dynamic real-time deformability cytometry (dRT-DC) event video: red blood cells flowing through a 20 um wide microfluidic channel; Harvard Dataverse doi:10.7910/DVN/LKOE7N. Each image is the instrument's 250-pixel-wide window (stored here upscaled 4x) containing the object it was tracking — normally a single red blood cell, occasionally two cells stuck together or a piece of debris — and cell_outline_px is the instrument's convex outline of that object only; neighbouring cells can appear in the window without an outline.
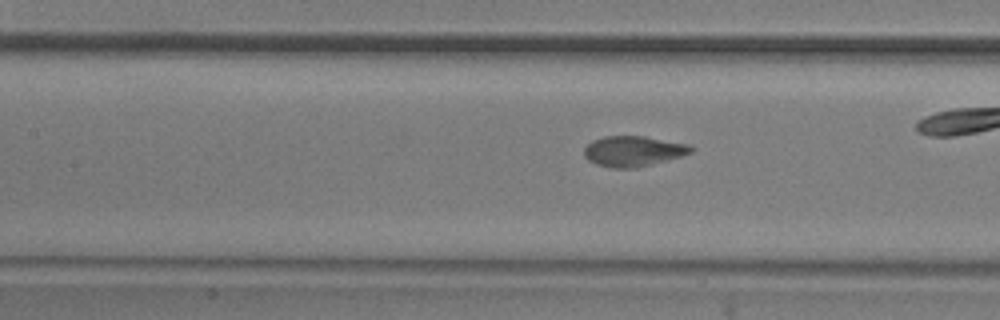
{"species": "common noctule bat (a hibernating species)", "species_latin": "Nyctalus noctula", "temperature_condition": "room temperature", "stored_images_in_passage": 32, "camera_frame_rate_fps": 3000, "um_per_image_px": 0.085, "animal": {"sex": "male", "body_mass_g": 20.5, "forearm_length_mm": 52.5}, "frame": {"image": 1, "passage_image": 10, "time_ms": 3.0, "image_size_px": [1000, 320], "cell_outline_px": [[696, 148], [692, 152], [668, 160], [636, 168], [612, 168], [596, 164], [588, 160], [584, 156], [584, 148], [592, 140], [604, 136], [644, 136], [692, 144]], "centroid_in_image_um": [53.86, 12.84], "position_along_channel_um": 153.5, "area_um2": 19.19}}
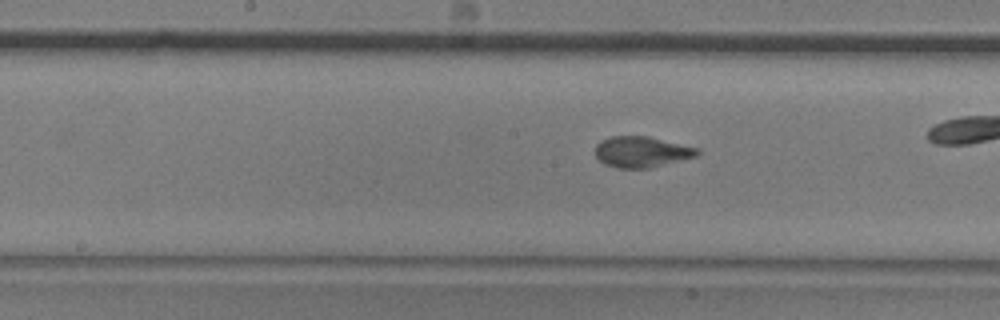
{"frame": {"image": 2, "passage_image": 14, "time_ms": 4.333, "image_size_px": [1000, 320], "cell_outline_px": [[700, 152], [696, 156], [648, 168], [616, 168], [604, 164], [596, 156], [596, 144], [600, 140], [612, 136], [648, 136], [700, 148]], "centroid_in_image_um": [54.53, 12.9], "position_along_channel_um": 193.7, "area_um2": 18.32}}
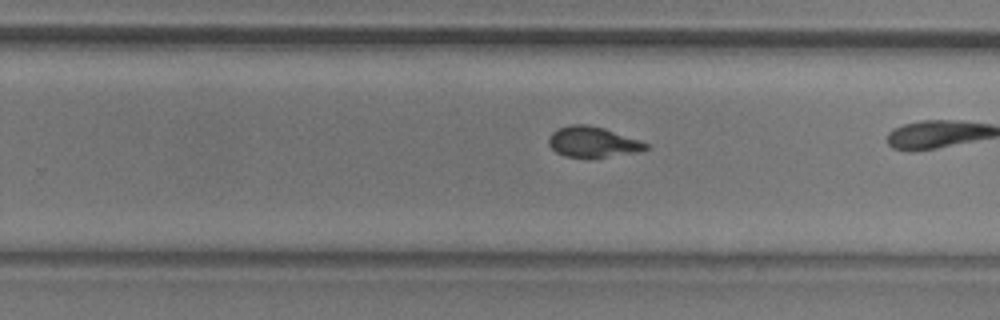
{"frame": {"image": 3, "passage_image": 23, "time_ms": 7.333, "image_size_px": [1000, 320], "cell_outline_px": [[648, 148], [640, 152], [604, 156], [564, 156], [556, 152], [548, 144], [548, 136], [552, 132], [560, 128], [572, 124], [588, 124], [604, 128], [640, 140], [648, 144]], "centroid_in_image_um": [50.37, 12.04], "position_along_channel_um": 279.4, "area_um2": 16.99}}